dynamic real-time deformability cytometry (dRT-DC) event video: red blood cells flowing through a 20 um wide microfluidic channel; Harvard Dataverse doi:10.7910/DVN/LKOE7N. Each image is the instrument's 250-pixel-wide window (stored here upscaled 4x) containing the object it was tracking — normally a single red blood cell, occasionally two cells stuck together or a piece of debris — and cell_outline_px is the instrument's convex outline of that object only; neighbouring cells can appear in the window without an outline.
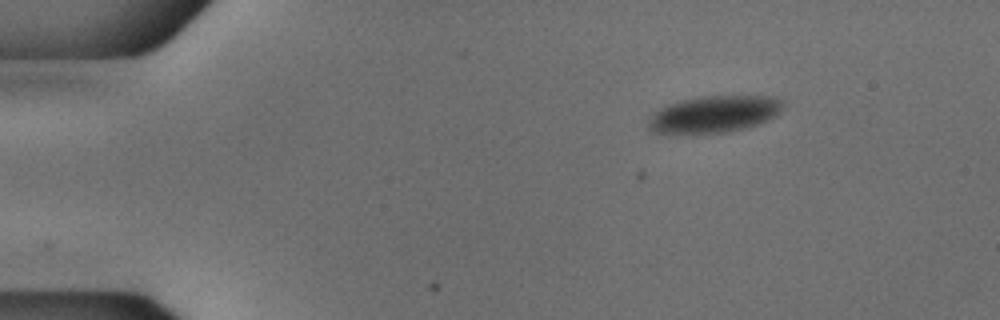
{"species": "common noctule bat (a hibernating species)", "species_latin": "Nyctalus noctula", "temperature_condition": "cold", "stored_images_in_passage": 47, "camera_frame_rate_fps": 3000, "um_per_image_px": 0.085, "animal": {"sex": "male", "body_mass_g": 18.8}, "frame": {"image": 1, "passage_image": 1, "time_ms": 0.0, "image_size_px": [1000, 320], "cell_outline_px": [[784, 104], [768, 120], [760, 124], [728, 132], [696, 136], [676, 136], [652, 132], [648, 128], [648, 116], [652, 112], [668, 104], [680, 100], [700, 96], [776, 96], [784, 100]], "centroid_in_image_um": [60.58, 9.75], "position_along_channel_um": 24.4, "area_um2": 30.06}}
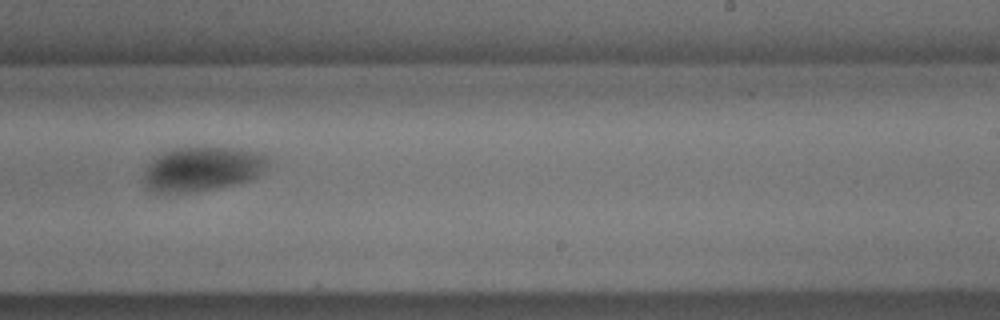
{"frame": {"image": 2, "passage_image": 27, "time_ms": 8.667, "image_size_px": [1000, 320], "cell_outline_px": [[268, 164], [264, 172], [252, 180], [216, 188], [188, 192], [156, 192], [148, 188], [144, 184], [144, 172], [148, 164], [160, 152], [172, 148], [196, 144], [240, 148], [256, 152], [268, 156]], "centroid_in_image_um": [17.21, 14.3], "position_along_channel_um": 271.8, "area_um2": 33.18}}
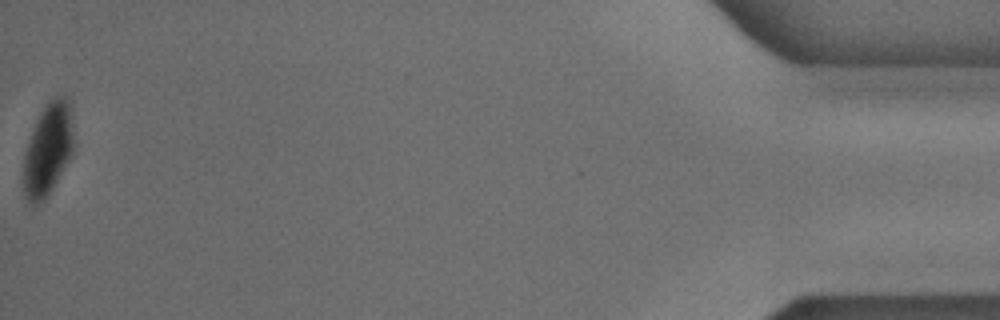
{"frame": {"image": 3, "passage_image": 47, "time_ms": 15.333, "image_size_px": [1000, 320], "cell_outline_px": [[72, 156], [52, 188], [44, 200], [36, 204], [32, 204], [24, 196], [20, 172], [24, 152], [36, 120], [44, 104], [56, 96], [68, 96], [72, 100]], "centroid_in_image_um": [4.05, 12.68], "position_along_channel_um": 431.2, "area_um2": 27.74}}